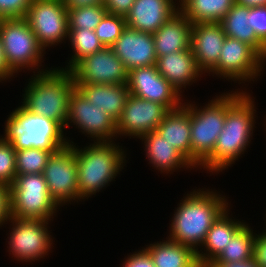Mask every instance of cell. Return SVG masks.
<instances>
[{"mask_svg":"<svg viewBox=\"0 0 266 267\" xmlns=\"http://www.w3.org/2000/svg\"><path fill=\"white\" fill-rule=\"evenodd\" d=\"M238 92L227 93L224 128L217 138L214 151L200 165L209 172L228 168L244 153L251 141L256 112L254 101L248 93Z\"/></svg>","mask_w":266,"mask_h":267,"instance_id":"6da1fadb","label":"cell"},{"mask_svg":"<svg viewBox=\"0 0 266 267\" xmlns=\"http://www.w3.org/2000/svg\"><path fill=\"white\" fill-rule=\"evenodd\" d=\"M225 196L212 191H193L184 197L174 214L168 239L198 251L207 232L228 208ZM201 244V245H200ZM198 245V246H197Z\"/></svg>","mask_w":266,"mask_h":267,"instance_id":"7a4b0ae2","label":"cell"},{"mask_svg":"<svg viewBox=\"0 0 266 267\" xmlns=\"http://www.w3.org/2000/svg\"><path fill=\"white\" fill-rule=\"evenodd\" d=\"M37 73L25 88L22 106L31 113L58 122L66 129L69 97L75 88L71 72L54 68Z\"/></svg>","mask_w":266,"mask_h":267,"instance_id":"3957f363","label":"cell"},{"mask_svg":"<svg viewBox=\"0 0 266 267\" xmlns=\"http://www.w3.org/2000/svg\"><path fill=\"white\" fill-rule=\"evenodd\" d=\"M74 150L78 168L79 200L86 197L88 199L108 185L123 169L125 163L123 149L113 141H94L84 149H78L74 145Z\"/></svg>","mask_w":266,"mask_h":267,"instance_id":"277c9868","label":"cell"},{"mask_svg":"<svg viewBox=\"0 0 266 267\" xmlns=\"http://www.w3.org/2000/svg\"><path fill=\"white\" fill-rule=\"evenodd\" d=\"M63 129L58 122L31 113L21 105L8 117L4 138L15 150L35 148L54 154L69 145Z\"/></svg>","mask_w":266,"mask_h":267,"instance_id":"5b68a950","label":"cell"},{"mask_svg":"<svg viewBox=\"0 0 266 267\" xmlns=\"http://www.w3.org/2000/svg\"><path fill=\"white\" fill-rule=\"evenodd\" d=\"M210 101L203 109H198L191 103L185 104L190 110L191 163L195 167L200 166L212 154L224 128L227 93Z\"/></svg>","mask_w":266,"mask_h":267,"instance_id":"8992f818","label":"cell"},{"mask_svg":"<svg viewBox=\"0 0 266 267\" xmlns=\"http://www.w3.org/2000/svg\"><path fill=\"white\" fill-rule=\"evenodd\" d=\"M11 216L19 219L53 218L58 205L51 198L42 173L17 174L10 186Z\"/></svg>","mask_w":266,"mask_h":267,"instance_id":"52a82bcc","label":"cell"},{"mask_svg":"<svg viewBox=\"0 0 266 267\" xmlns=\"http://www.w3.org/2000/svg\"><path fill=\"white\" fill-rule=\"evenodd\" d=\"M0 38L6 62L15 73L26 67H40L45 50L25 18L1 19Z\"/></svg>","mask_w":266,"mask_h":267,"instance_id":"ba28073f","label":"cell"},{"mask_svg":"<svg viewBox=\"0 0 266 267\" xmlns=\"http://www.w3.org/2000/svg\"><path fill=\"white\" fill-rule=\"evenodd\" d=\"M24 18L44 50L68 37V15L62 0H32Z\"/></svg>","mask_w":266,"mask_h":267,"instance_id":"9c48e42d","label":"cell"},{"mask_svg":"<svg viewBox=\"0 0 266 267\" xmlns=\"http://www.w3.org/2000/svg\"><path fill=\"white\" fill-rule=\"evenodd\" d=\"M72 143L52 154L42 173L49 194L58 206L79 200L78 168Z\"/></svg>","mask_w":266,"mask_h":267,"instance_id":"30bf717a","label":"cell"},{"mask_svg":"<svg viewBox=\"0 0 266 267\" xmlns=\"http://www.w3.org/2000/svg\"><path fill=\"white\" fill-rule=\"evenodd\" d=\"M10 220L14 227L9 233L8 244L9 251L15 258L31 262L47 255L53 241L47 229L48 220L16 217H11Z\"/></svg>","mask_w":266,"mask_h":267,"instance_id":"8fae6325","label":"cell"},{"mask_svg":"<svg viewBox=\"0 0 266 267\" xmlns=\"http://www.w3.org/2000/svg\"><path fill=\"white\" fill-rule=\"evenodd\" d=\"M264 59L247 43L226 37L218 63L209 71L233 81H254Z\"/></svg>","mask_w":266,"mask_h":267,"instance_id":"7c38bea8","label":"cell"},{"mask_svg":"<svg viewBox=\"0 0 266 267\" xmlns=\"http://www.w3.org/2000/svg\"><path fill=\"white\" fill-rule=\"evenodd\" d=\"M90 135L97 142H110L117 136L116 120L104 109H100L89 102L75 87L69 97L68 117L66 128L70 123Z\"/></svg>","mask_w":266,"mask_h":267,"instance_id":"4fadbf2b","label":"cell"},{"mask_svg":"<svg viewBox=\"0 0 266 267\" xmlns=\"http://www.w3.org/2000/svg\"><path fill=\"white\" fill-rule=\"evenodd\" d=\"M70 72L74 84L128 83L129 71L113 49L107 47L80 60Z\"/></svg>","mask_w":266,"mask_h":267,"instance_id":"5bb4252c","label":"cell"},{"mask_svg":"<svg viewBox=\"0 0 266 267\" xmlns=\"http://www.w3.org/2000/svg\"><path fill=\"white\" fill-rule=\"evenodd\" d=\"M169 111L165 105L130 94L122 114L116 120L117 134L140 138L156 131Z\"/></svg>","mask_w":266,"mask_h":267,"instance_id":"9a60e30c","label":"cell"},{"mask_svg":"<svg viewBox=\"0 0 266 267\" xmlns=\"http://www.w3.org/2000/svg\"><path fill=\"white\" fill-rule=\"evenodd\" d=\"M127 85L130 94L165 105L169 110L177 109L183 104L182 96L158 72L156 65L131 69Z\"/></svg>","mask_w":266,"mask_h":267,"instance_id":"2e32d148","label":"cell"},{"mask_svg":"<svg viewBox=\"0 0 266 267\" xmlns=\"http://www.w3.org/2000/svg\"><path fill=\"white\" fill-rule=\"evenodd\" d=\"M111 48L128 71L137 67L156 65L157 55L151 33L141 32L126 26Z\"/></svg>","mask_w":266,"mask_h":267,"instance_id":"e0dca14e","label":"cell"},{"mask_svg":"<svg viewBox=\"0 0 266 267\" xmlns=\"http://www.w3.org/2000/svg\"><path fill=\"white\" fill-rule=\"evenodd\" d=\"M225 38L220 22L192 24L191 49L202 71L208 72L218 63Z\"/></svg>","mask_w":266,"mask_h":267,"instance_id":"ac0fdd59","label":"cell"},{"mask_svg":"<svg viewBox=\"0 0 266 267\" xmlns=\"http://www.w3.org/2000/svg\"><path fill=\"white\" fill-rule=\"evenodd\" d=\"M173 0H135L125 17L127 27L154 34L179 11Z\"/></svg>","mask_w":266,"mask_h":267,"instance_id":"d6986e66","label":"cell"},{"mask_svg":"<svg viewBox=\"0 0 266 267\" xmlns=\"http://www.w3.org/2000/svg\"><path fill=\"white\" fill-rule=\"evenodd\" d=\"M158 72L179 92L204 72L198 67L191 48L157 58ZM200 75V76H199ZM197 78V79H196Z\"/></svg>","mask_w":266,"mask_h":267,"instance_id":"ffe728a7","label":"cell"},{"mask_svg":"<svg viewBox=\"0 0 266 267\" xmlns=\"http://www.w3.org/2000/svg\"><path fill=\"white\" fill-rule=\"evenodd\" d=\"M192 23L180 12L175 13L153 35L157 58L191 48Z\"/></svg>","mask_w":266,"mask_h":267,"instance_id":"44dd1931","label":"cell"},{"mask_svg":"<svg viewBox=\"0 0 266 267\" xmlns=\"http://www.w3.org/2000/svg\"><path fill=\"white\" fill-rule=\"evenodd\" d=\"M93 105L104 109L117 120L123 112L130 92L127 84H75Z\"/></svg>","mask_w":266,"mask_h":267,"instance_id":"7402d4cb","label":"cell"},{"mask_svg":"<svg viewBox=\"0 0 266 267\" xmlns=\"http://www.w3.org/2000/svg\"><path fill=\"white\" fill-rule=\"evenodd\" d=\"M156 132L191 162L190 110L184 103L166 114Z\"/></svg>","mask_w":266,"mask_h":267,"instance_id":"603a6c76","label":"cell"},{"mask_svg":"<svg viewBox=\"0 0 266 267\" xmlns=\"http://www.w3.org/2000/svg\"><path fill=\"white\" fill-rule=\"evenodd\" d=\"M229 210H225L211 226L202 244L206 253L196 252L198 263L201 267L210 264L227 246L232 237L245 225V223L229 218ZM203 253V254H202Z\"/></svg>","mask_w":266,"mask_h":267,"instance_id":"cb8c5ba5","label":"cell"},{"mask_svg":"<svg viewBox=\"0 0 266 267\" xmlns=\"http://www.w3.org/2000/svg\"><path fill=\"white\" fill-rule=\"evenodd\" d=\"M140 139L145 143V151L147 158L150 160L149 163H152L161 172L169 173L178 168L195 167L180 151L163 139L156 131L142 135Z\"/></svg>","mask_w":266,"mask_h":267,"instance_id":"d4e9b609","label":"cell"},{"mask_svg":"<svg viewBox=\"0 0 266 267\" xmlns=\"http://www.w3.org/2000/svg\"><path fill=\"white\" fill-rule=\"evenodd\" d=\"M248 14L249 7L235 3L220 23L226 37L247 43L266 60V45L248 25Z\"/></svg>","mask_w":266,"mask_h":267,"instance_id":"484cf974","label":"cell"},{"mask_svg":"<svg viewBox=\"0 0 266 267\" xmlns=\"http://www.w3.org/2000/svg\"><path fill=\"white\" fill-rule=\"evenodd\" d=\"M155 267H201L196 252L185 245L167 239L144 248Z\"/></svg>","mask_w":266,"mask_h":267,"instance_id":"4316f807","label":"cell"},{"mask_svg":"<svg viewBox=\"0 0 266 267\" xmlns=\"http://www.w3.org/2000/svg\"><path fill=\"white\" fill-rule=\"evenodd\" d=\"M235 0H182L179 11L192 23L220 22Z\"/></svg>","mask_w":266,"mask_h":267,"instance_id":"83f0119b","label":"cell"},{"mask_svg":"<svg viewBox=\"0 0 266 267\" xmlns=\"http://www.w3.org/2000/svg\"><path fill=\"white\" fill-rule=\"evenodd\" d=\"M254 241L253 230L245 224L211 263H232L252 259Z\"/></svg>","mask_w":266,"mask_h":267,"instance_id":"f1b7e54d","label":"cell"},{"mask_svg":"<svg viewBox=\"0 0 266 267\" xmlns=\"http://www.w3.org/2000/svg\"><path fill=\"white\" fill-rule=\"evenodd\" d=\"M68 39H70L72 49H74V55H72L67 68L65 67V69L62 68L61 70L70 71L86 56L105 48L95 31L89 29H69Z\"/></svg>","mask_w":266,"mask_h":267,"instance_id":"f546056e","label":"cell"},{"mask_svg":"<svg viewBox=\"0 0 266 267\" xmlns=\"http://www.w3.org/2000/svg\"><path fill=\"white\" fill-rule=\"evenodd\" d=\"M52 154L35 148L16 150V173L20 175L43 173Z\"/></svg>","mask_w":266,"mask_h":267,"instance_id":"4dcf8cb0","label":"cell"},{"mask_svg":"<svg viewBox=\"0 0 266 267\" xmlns=\"http://www.w3.org/2000/svg\"><path fill=\"white\" fill-rule=\"evenodd\" d=\"M106 13L104 5L69 9L67 10L68 28L94 31Z\"/></svg>","mask_w":266,"mask_h":267,"instance_id":"1f68e13d","label":"cell"},{"mask_svg":"<svg viewBox=\"0 0 266 267\" xmlns=\"http://www.w3.org/2000/svg\"><path fill=\"white\" fill-rule=\"evenodd\" d=\"M126 26L125 17L106 13L94 31L103 46L111 48Z\"/></svg>","mask_w":266,"mask_h":267,"instance_id":"d6a6232c","label":"cell"},{"mask_svg":"<svg viewBox=\"0 0 266 267\" xmlns=\"http://www.w3.org/2000/svg\"><path fill=\"white\" fill-rule=\"evenodd\" d=\"M16 175V150L10 141L0 137V183L11 186Z\"/></svg>","mask_w":266,"mask_h":267,"instance_id":"836d02e7","label":"cell"},{"mask_svg":"<svg viewBox=\"0 0 266 267\" xmlns=\"http://www.w3.org/2000/svg\"><path fill=\"white\" fill-rule=\"evenodd\" d=\"M32 0H0V18H24Z\"/></svg>","mask_w":266,"mask_h":267,"instance_id":"e575fe53","label":"cell"},{"mask_svg":"<svg viewBox=\"0 0 266 267\" xmlns=\"http://www.w3.org/2000/svg\"><path fill=\"white\" fill-rule=\"evenodd\" d=\"M248 25L266 45V5L249 7Z\"/></svg>","mask_w":266,"mask_h":267,"instance_id":"d590c367","label":"cell"},{"mask_svg":"<svg viewBox=\"0 0 266 267\" xmlns=\"http://www.w3.org/2000/svg\"><path fill=\"white\" fill-rule=\"evenodd\" d=\"M11 217L10 186L0 183V225Z\"/></svg>","mask_w":266,"mask_h":267,"instance_id":"8d00e7d4","label":"cell"},{"mask_svg":"<svg viewBox=\"0 0 266 267\" xmlns=\"http://www.w3.org/2000/svg\"><path fill=\"white\" fill-rule=\"evenodd\" d=\"M135 0H104L107 13L126 17Z\"/></svg>","mask_w":266,"mask_h":267,"instance_id":"74e56055","label":"cell"},{"mask_svg":"<svg viewBox=\"0 0 266 267\" xmlns=\"http://www.w3.org/2000/svg\"><path fill=\"white\" fill-rule=\"evenodd\" d=\"M253 260L259 267H266V232L255 235Z\"/></svg>","mask_w":266,"mask_h":267,"instance_id":"f35d334b","label":"cell"},{"mask_svg":"<svg viewBox=\"0 0 266 267\" xmlns=\"http://www.w3.org/2000/svg\"><path fill=\"white\" fill-rule=\"evenodd\" d=\"M123 267H155L149 253L142 249L128 256L122 265Z\"/></svg>","mask_w":266,"mask_h":267,"instance_id":"ab89813d","label":"cell"},{"mask_svg":"<svg viewBox=\"0 0 266 267\" xmlns=\"http://www.w3.org/2000/svg\"><path fill=\"white\" fill-rule=\"evenodd\" d=\"M67 10L79 7L104 5V0H62Z\"/></svg>","mask_w":266,"mask_h":267,"instance_id":"60d3db41","label":"cell"},{"mask_svg":"<svg viewBox=\"0 0 266 267\" xmlns=\"http://www.w3.org/2000/svg\"><path fill=\"white\" fill-rule=\"evenodd\" d=\"M14 73L15 72L8 66L6 62L2 40L0 38V82L12 77Z\"/></svg>","mask_w":266,"mask_h":267,"instance_id":"b9f144b4","label":"cell"},{"mask_svg":"<svg viewBox=\"0 0 266 267\" xmlns=\"http://www.w3.org/2000/svg\"><path fill=\"white\" fill-rule=\"evenodd\" d=\"M206 267H259L252 259L232 263H210Z\"/></svg>","mask_w":266,"mask_h":267,"instance_id":"7bdbcfd3","label":"cell"},{"mask_svg":"<svg viewBox=\"0 0 266 267\" xmlns=\"http://www.w3.org/2000/svg\"><path fill=\"white\" fill-rule=\"evenodd\" d=\"M236 3L240 5H244L247 7H254V6H264L266 5V0H235Z\"/></svg>","mask_w":266,"mask_h":267,"instance_id":"ee69618b","label":"cell"}]
</instances>
